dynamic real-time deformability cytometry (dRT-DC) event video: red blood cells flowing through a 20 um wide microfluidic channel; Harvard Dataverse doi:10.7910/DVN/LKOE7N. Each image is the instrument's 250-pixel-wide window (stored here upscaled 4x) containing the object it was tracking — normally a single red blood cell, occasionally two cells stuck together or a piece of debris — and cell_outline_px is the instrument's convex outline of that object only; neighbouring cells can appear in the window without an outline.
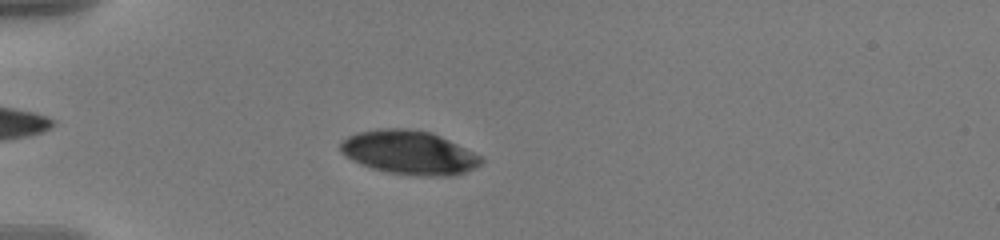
{"species": "human", "species_latin": "Homo sapiens", "temperature_condition": "warm", "stored_images_in_passage": 45, "camera_frame_rate_fps": 3000, "um_per_image_px": 0.085, "donor": {"sex": "male"}, "frame": {"image": 1, "passage_image": 5, "time_ms": 1.333, "image_size_px": [1000, 240], "cell_outline_px": [[484, 160], [476, 168], [456, 176], [412, 176], [388, 172], [372, 168], [352, 160], [340, 152], [340, 144], [348, 136], [356, 132], [380, 128], [408, 128], [432, 132], [480, 156]], "centroid_in_image_um": [34.77, 12.97], "position_along_channel_um": 50.2, "area_um2": 36.01}}
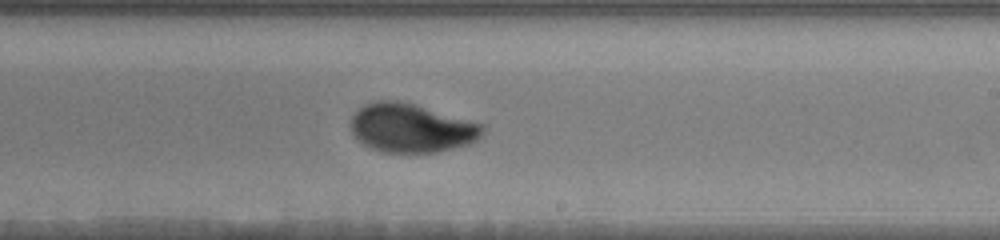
{"frame": {"image": 2, "passage_image": 24, "time_ms": 7.667, "image_size_px": [1000, 240], "cell_outline_px": [[484, 132], [476, 140], [468, 144], [436, 152], [384, 152], [368, 148], [352, 132], [348, 124], [352, 116], [364, 104], [376, 100], [396, 100], [416, 104], [484, 124]], "centroid_in_image_um": [34.94, 10.87], "position_along_channel_um": 254.1, "area_um2": 37.57}}
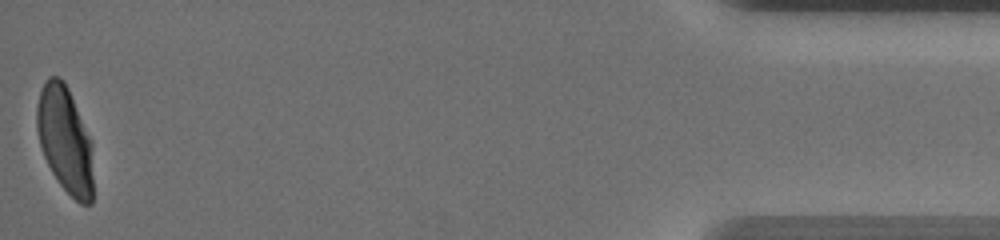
{"frame": {"image": 3, "passage_image": 45, "time_ms": 14.667, "image_size_px": [1000, 240], "cell_outline_px": [[92, 204], [80, 204], [60, 184], [52, 172], [44, 156], [40, 144], [36, 128], [36, 108], [40, 92], [48, 76], [60, 76], [64, 80], [68, 88], [92, 140]], "centroid_in_image_um": [5.53, 11.85], "position_along_channel_um": 429.7, "area_um2": 34.97}, "authors_computed_cell_mechanics": {"area_um2": 36.2406, "velocity_mm_per_s": 3.6008, "shape_relaxation_time_tau1_ms": 4.9217, "shape_relaxation_time_tau2_ms": 0.9625, "deformation_change_tau1": 0.1649, "deformation_change_tau2": 0.043}}